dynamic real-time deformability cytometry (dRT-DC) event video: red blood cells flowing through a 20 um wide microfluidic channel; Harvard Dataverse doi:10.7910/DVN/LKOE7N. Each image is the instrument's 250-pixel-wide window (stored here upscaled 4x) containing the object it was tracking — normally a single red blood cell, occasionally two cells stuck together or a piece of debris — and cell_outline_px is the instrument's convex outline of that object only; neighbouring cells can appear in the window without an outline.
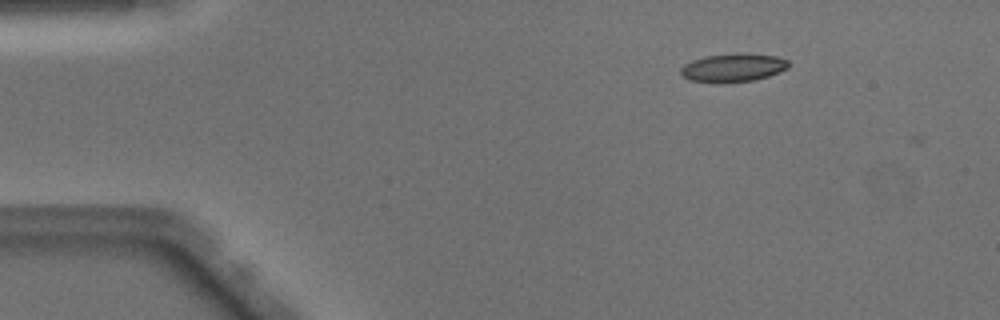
{"species": "Egyptian fruit bat (a non-hibernating species)", "species_latin": "Rousettus aegyptiacus", "temperature_condition": "warm", "stored_images_in_passage": 4, "camera_frame_rate_fps": 3000, "um_per_image_px": 0.085, "animal": {"sex": "male"}, "frame": {"image": 1, "passage_image": 1, "time_ms": 0.0, "image_size_px": [1000, 320], "cell_outline_px": [[788, 68], [780, 72], [768, 76], [752, 80], [720, 84], [688, 80], [680, 72], [680, 68], [684, 64], [692, 60], [704, 56], [736, 52], [748, 52], [776, 56], [788, 60]], "centroid_in_image_um": [62.29, 5.74], "position_along_channel_um": 22.7, "area_um2": 18.32}}